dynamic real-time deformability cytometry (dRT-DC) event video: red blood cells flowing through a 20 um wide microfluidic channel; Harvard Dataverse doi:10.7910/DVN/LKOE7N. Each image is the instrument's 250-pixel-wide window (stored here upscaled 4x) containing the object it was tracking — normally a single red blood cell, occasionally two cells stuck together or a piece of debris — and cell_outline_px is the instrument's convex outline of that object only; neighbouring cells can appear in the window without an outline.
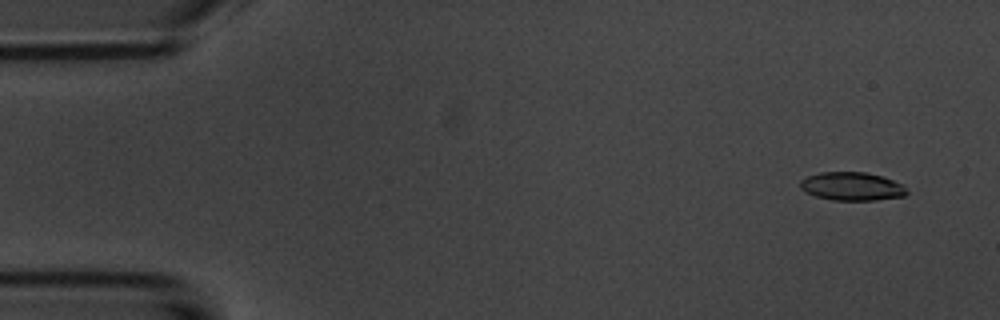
{"species": "common noctule bat (a hibernating species)", "species_latin": "Nyctalus noctula", "temperature_condition": "room temperature", "stored_images_in_passage": 55, "camera_frame_rate_fps": 3000, "um_per_image_px": 0.085, "animal": {"sex": "male", "body_mass_g": 20.1, "forearm_length_mm": 53.5}, "frame": {"image": 1, "passage_image": 4, "time_ms": 1.0, "image_size_px": [1000, 320], "cell_outline_px": [[908, 192], [904, 196], [876, 200], [832, 200], [816, 196], [804, 192], [800, 188], [800, 180], [808, 176], [820, 172], [864, 172], [880, 176], [904, 184]], "centroid_in_image_um": [72.4, 15.84], "position_along_channel_um": 12.6, "area_um2": 17.63}}
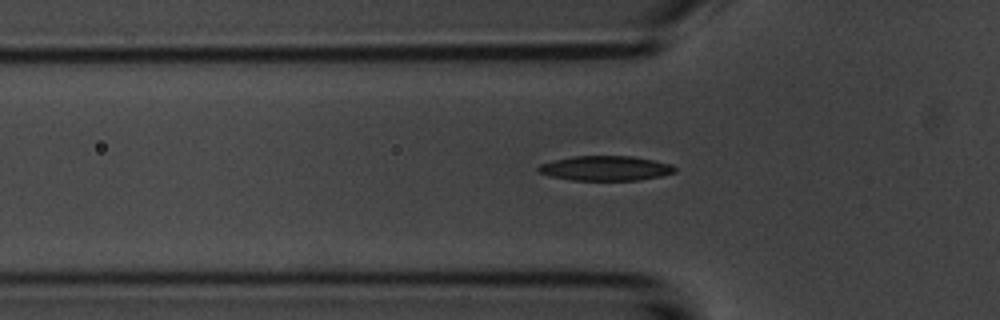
{"frame": {"image": 2, "passage_image": 18, "time_ms": 5.667, "image_size_px": [1000, 320], "cell_outline_px": [[676, 172], [664, 176], [640, 180], [572, 180], [548, 176], [536, 172], [536, 168], [540, 164], [572, 156], [632, 156], [672, 164], [676, 168]], "centroid_in_image_um": [51.47, 14.31], "position_along_channel_um": 74.3, "area_um2": 19.88}}
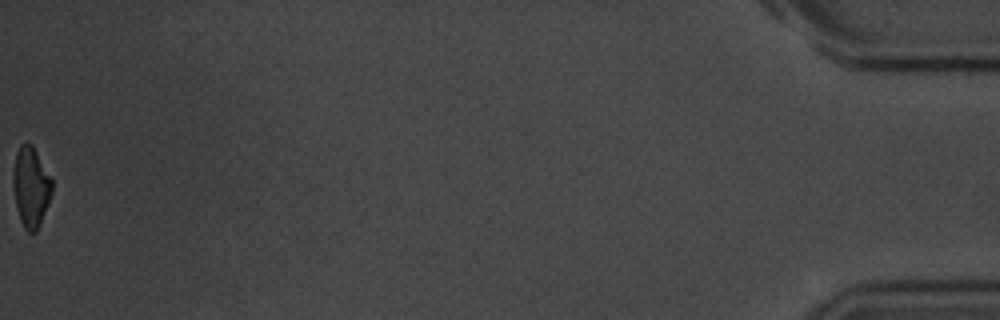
{"frame": {"image": 3, "passage_image": 55, "time_ms": 18.0, "image_size_px": [1000, 320], "cell_outline_px": [[52, 192], [48, 204], [40, 224], [36, 232], [28, 232], [24, 228], [20, 220], [16, 208], [12, 184], [12, 172], [16, 152], [20, 144], [32, 144], [52, 180]], "centroid_in_image_um": [2.6, 15.9], "position_along_channel_um": 432.6, "area_um2": 18.21}, "authors_computed_cell_mechanics": {"area_um2": 19.3052, "velocity_mm_per_s": 3.716, "shape_relaxation_time_tau1_ms": 2.8074, "shape_relaxation_time_tau2_ms": 3.7457, "deformation_change_tau1": 0.1393, "deformation_change_tau2": 0.1057}}